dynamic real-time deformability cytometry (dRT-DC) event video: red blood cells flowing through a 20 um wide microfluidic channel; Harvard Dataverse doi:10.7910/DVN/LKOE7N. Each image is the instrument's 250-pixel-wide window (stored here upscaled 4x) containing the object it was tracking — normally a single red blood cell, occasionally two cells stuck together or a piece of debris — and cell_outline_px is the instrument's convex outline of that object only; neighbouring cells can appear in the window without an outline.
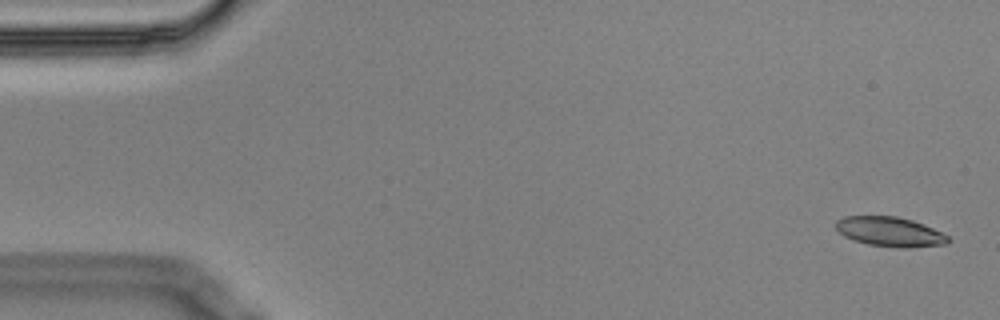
{"species": "Egyptian fruit bat (a non-hibernating species)", "species_latin": "Rousettus aegyptiacus", "temperature_condition": "cold", "stored_images_in_passage": 6, "camera_frame_rate_fps": 3000, "um_per_image_px": 0.085, "animal": {"sex": "male"}, "frame": {"image": 1, "passage_image": 1, "time_ms": 0.0, "image_size_px": [1000, 320], "cell_outline_px": [[952, 240], [948, 244], [904, 248], [868, 244], [852, 240], [844, 236], [836, 228], [836, 220], [844, 216], [896, 216], [912, 220], [924, 224], [948, 236]], "centroid_in_image_um": [75.65, 19.69], "position_along_channel_um": 9.3, "area_um2": 19.36}}